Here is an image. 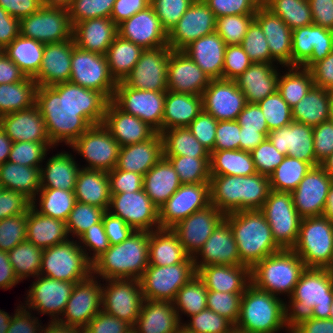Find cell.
<instances>
[{
  "instance_id": "13",
  "label": "cell",
  "mask_w": 333,
  "mask_h": 333,
  "mask_svg": "<svg viewBox=\"0 0 333 333\" xmlns=\"http://www.w3.org/2000/svg\"><path fill=\"white\" fill-rule=\"evenodd\" d=\"M70 147L88 163L83 169L105 172L116 167L121 148L103 124L92 125Z\"/></svg>"
},
{
  "instance_id": "64",
  "label": "cell",
  "mask_w": 333,
  "mask_h": 333,
  "mask_svg": "<svg viewBox=\"0 0 333 333\" xmlns=\"http://www.w3.org/2000/svg\"><path fill=\"white\" fill-rule=\"evenodd\" d=\"M255 14L227 15L216 18V33L226 45H240L254 21Z\"/></svg>"
},
{
  "instance_id": "43",
  "label": "cell",
  "mask_w": 333,
  "mask_h": 333,
  "mask_svg": "<svg viewBox=\"0 0 333 333\" xmlns=\"http://www.w3.org/2000/svg\"><path fill=\"white\" fill-rule=\"evenodd\" d=\"M66 222L38 213L34 207L27 212L26 240L45 249L69 240Z\"/></svg>"
},
{
  "instance_id": "37",
  "label": "cell",
  "mask_w": 333,
  "mask_h": 333,
  "mask_svg": "<svg viewBox=\"0 0 333 333\" xmlns=\"http://www.w3.org/2000/svg\"><path fill=\"white\" fill-rule=\"evenodd\" d=\"M118 35L117 24L111 18H92L73 26L75 45L83 50L106 55Z\"/></svg>"
},
{
  "instance_id": "5",
  "label": "cell",
  "mask_w": 333,
  "mask_h": 333,
  "mask_svg": "<svg viewBox=\"0 0 333 333\" xmlns=\"http://www.w3.org/2000/svg\"><path fill=\"white\" fill-rule=\"evenodd\" d=\"M224 219L231 226L239 259L244 265L252 268L265 257L282 250L260 210L236 211L226 214Z\"/></svg>"
},
{
  "instance_id": "49",
  "label": "cell",
  "mask_w": 333,
  "mask_h": 333,
  "mask_svg": "<svg viewBox=\"0 0 333 333\" xmlns=\"http://www.w3.org/2000/svg\"><path fill=\"white\" fill-rule=\"evenodd\" d=\"M44 47L45 44L19 34L4 49V53L26 77L34 78L40 70Z\"/></svg>"
},
{
  "instance_id": "8",
  "label": "cell",
  "mask_w": 333,
  "mask_h": 333,
  "mask_svg": "<svg viewBox=\"0 0 333 333\" xmlns=\"http://www.w3.org/2000/svg\"><path fill=\"white\" fill-rule=\"evenodd\" d=\"M292 250L306 268L333 270V222L323 215L302 218Z\"/></svg>"
},
{
  "instance_id": "57",
  "label": "cell",
  "mask_w": 333,
  "mask_h": 333,
  "mask_svg": "<svg viewBox=\"0 0 333 333\" xmlns=\"http://www.w3.org/2000/svg\"><path fill=\"white\" fill-rule=\"evenodd\" d=\"M43 249L25 240L8 252L14 273L21 282L27 277H37L41 270Z\"/></svg>"
},
{
  "instance_id": "22",
  "label": "cell",
  "mask_w": 333,
  "mask_h": 333,
  "mask_svg": "<svg viewBox=\"0 0 333 333\" xmlns=\"http://www.w3.org/2000/svg\"><path fill=\"white\" fill-rule=\"evenodd\" d=\"M210 183L182 184L159 208L161 228H172L179 221L210 205Z\"/></svg>"
},
{
  "instance_id": "66",
  "label": "cell",
  "mask_w": 333,
  "mask_h": 333,
  "mask_svg": "<svg viewBox=\"0 0 333 333\" xmlns=\"http://www.w3.org/2000/svg\"><path fill=\"white\" fill-rule=\"evenodd\" d=\"M116 0H74L68 9L72 27L92 18H110Z\"/></svg>"
},
{
  "instance_id": "2",
  "label": "cell",
  "mask_w": 333,
  "mask_h": 333,
  "mask_svg": "<svg viewBox=\"0 0 333 333\" xmlns=\"http://www.w3.org/2000/svg\"><path fill=\"white\" fill-rule=\"evenodd\" d=\"M288 299L284 309L289 332L312 317L329 319L333 301V270L306 268Z\"/></svg>"
},
{
  "instance_id": "14",
  "label": "cell",
  "mask_w": 333,
  "mask_h": 333,
  "mask_svg": "<svg viewBox=\"0 0 333 333\" xmlns=\"http://www.w3.org/2000/svg\"><path fill=\"white\" fill-rule=\"evenodd\" d=\"M102 286V311L124 320L132 327L140 315L144 298L140 280L105 279Z\"/></svg>"
},
{
  "instance_id": "39",
  "label": "cell",
  "mask_w": 333,
  "mask_h": 333,
  "mask_svg": "<svg viewBox=\"0 0 333 333\" xmlns=\"http://www.w3.org/2000/svg\"><path fill=\"white\" fill-rule=\"evenodd\" d=\"M163 157V140L156 132L150 139L120 148L116 168L145 175Z\"/></svg>"
},
{
  "instance_id": "71",
  "label": "cell",
  "mask_w": 333,
  "mask_h": 333,
  "mask_svg": "<svg viewBox=\"0 0 333 333\" xmlns=\"http://www.w3.org/2000/svg\"><path fill=\"white\" fill-rule=\"evenodd\" d=\"M78 243L91 263L100 257L110 246L102 220L89 227L78 238Z\"/></svg>"
},
{
  "instance_id": "62",
  "label": "cell",
  "mask_w": 333,
  "mask_h": 333,
  "mask_svg": "<svg viewBox=\"0 0 333 333\" xmlns=\"http://www.w3.org/2000/svg\"><path fill=\"white\" fill-rule=\"evenodd\" d=\"M104 213L103 208L76 201L66 220L69 236L78 239L89 227L99 223Z\"/></svg>"
},
{
  "instance_id": "17",
  "label": "cell",
  "mask_w": 333,
  "mask_h": 333,
  "mask_svg": "<svg viewBox=\"0 0 333 333\" xmlns=\"http://www.w3.org/2000/svg\"><path fill=\"white\" fill-rule=\"evenodd\" d=\"M108 211L120 217L135 231L159 229V208L142 189L137 192L111 194Z\"/></svg>"
},
{
  "instance_id": "15",
  "label": "cell",
  "mask_w": 333,
  "mask_h": 333,
  "mask_svg": "<svg viewBox=\"0 0 333 333\" xmlns=\"http://www.w3.org/2000/svg\"><path fill=\"white\" fill-rule=\"evenodd\" d=\"M19 30L22 36L48 44L70 40L73 27L68 10L42 6L19 20Z\"/></svg>"
},
{
  "instance_id": "19",
  "label": "cell",
  "mask_w": 333,
  "mask_h": 333,
  "mask_svg": "<svg viewBox=\"0 0 333 333\" xmlns=\"http://www.w3.org/2000/svg\"><path fill=\"white\" fill-rule=\"evenodd\" d=\"M75 286L73 282L56 280L38 275L35 277L27 297L25 308L29 311H38V314H48L51 321L58 320L69 300Z\"/></svg>"
},
{
  "instance_id": "54",
  "label": "cell",
  "mask_w": 333,
  "mask_h": 333,
  "mask_svg": "<svg viewBox=\"0 0 333 333\" xmlns=\"http://www.w3.org/2000/svg\"><path fill=\"white\" fill-rule=\"evenodd\" d=\"M75 203L76 197L74 195V191L41 188L35 199L32 201L31 206L34 207L35 210L41 215L66 222L70 212L74 208Z\"/></svg>"
},
{
  "instance_id": "51",
  "label": "cell",
  "mask_w": 333,
  "mask_h": 333,
  "mask_svg": "<svg viewBox=\"0 0 333 333\" xmlns=\"http://www.w3.org/2000/svg\"><path fill=\"white\" fill-rule=\"evenodd\" d=\"M143 50L142 47L119 35L115 37L105 56L110 74L116 82L126 78L140 59Z\"/></svg>"
},
{
  "instance_id": "50",
  "label": "cell",
  "mask_w": 333,
  "mask_h": 333,
  "mask_svg": "<svg viewBox=\"0 0 333 333\" xmlns=\"http://www.w3.org/2000/svg\"><path fill=\"white\" fill-rule=\"evenodd\" d=\"M251 152L244 150H213L210 154V175L249 176L256 174Z\"/></svg>"
},
{
  "instance_id": "23",
  "label": "cell",
  "mask_w": 333,
  "mask_h": 333,
  "mask_svg": "<svg viewBox=\"0 0 333 333\" xmlns=\"http://www.w3.org/2000/svg\"><path fill=\"white\" fill-rule=\"evenodd\" d=\"M216 17L203 0H195L168 33V46L182 51L193 41L215 32Z\"/></svg>"
},
{
  "instance_id": "63",
  "label": "cell",
  "mask_w": 333,
  "mask_h": 333,
  "mask_svg": "<svg viewBox=\"0 0 333 333\" xmlns=\"http://www.w3.org/2000/svg\"><path fill=\"white\" fill-rule=\"evenodd\" d=\"M182 328L189 333H231L235 329L229 320L208 308L190 316Z\"/></svg>"
},
{
  "instance_id": "21",
  "label": "cell",
  "mask_w": 333,
  "mask_h": 333,
  "mask_svg": "<svg viewBox=\"0 0 333 333\" xmlns=\"http://www.w3.org/2000/svg\"><path fill=\"white\" fill-rule=\"evenodd\" d=\"M332 51V30L314 24L292 30L291 66L309 69Z\"/></svg>"
},
{
  "instance_id": "6",
  "label": "cell",
  "mask_w": 333,
  "mask_h": 333,
  "mask_svg": "<svg viewBox=\"0 0 333 333\" xmlns=\"http://www.w3.org/2000/svg\"><path fill=\"white\" fill-rule=\"evenodd\" d=\"M284 300L257 289L252 283L241 297L236 331L241 333H290L285 323Z\"/></svg>"
},
{
  "instance_id": "4",
  "label": "cell",
  "mask_w": 333,
  "mask_h": 333,
  "mask_svg": "<svg viewBox=\"0 0 333 333\" xmlns=\"http://www.w3.org/2000/svg\"><path fill=\"white\" fill-rule=\"evenodd\" d=\"M150 232L134 231L123 242L109 248L92 263V275L102 279L139 280L149 266Z\"/></svg>"
},
{
  "instance_id": "75",
  "label": "cell",
  "mask_w": 333,
  "mask_h": 333,
  "mask_svg": "<svg viewBox=\"0 0 333 333\" xmlns=\"http://www.w3.org/2000/svg\"><path fill=\"white\" fill-rule=\"evenodd\" d=\"M81 333H133L132 326L104 311L98 312Z\"/></svg>"
},
{
  "instance_id": "46",
  "label": "cell",
  "mask_w": 333,
  "mask_h": 333,
  "mask_svg": "<svg viewBox=\"0 0 333 333\" xmlns=\"http://www.w3.org/2000/svg\"><path fill=\"white\" fill-rule=\"evenodd\" d=\"M74 195L78 202L108 210L111 200L108 172L81 168Z\"/></svg>"
},
{
  "instance_id": "3",
  "label": "cell",
  "mask_w": 333,
  "mask_h": 333,
  "mask_svg": "<svg viewBox=\"0 0 333 333\" xmlns=\"http://www.w3.org/2000/svg\"><path fill=\"white\" fill-rule=\"evenodd\" d=\"M270 191L269 177L259 173L210 177V203L224 215L236 211L261 210Z\"/></svg>"
},
{
  "instance_id": "80",
  "label": "cell",
  "mask_w": 333,
  "mask_h": 333,
  "mask_svg": "<svg viewBox=\"0 0 333 333\" xmlns=\"http://www.w3.org/2000/svg\"><path fill=\"white\" fill-rule=\"evenodd\" d=\"M216 18L227 15L255 14L257 8L250 0H203Z\"/></svg>"
},
{
  "instance_id": "41",
  "label": "cell",
  "mask_w": 333,
  "mask_h": 333,
  "mask_svg": "<svg viewBox=\"0 0 333 333\" xmlns=\"http://www.w3.org/2000/svg\"><path fill=\"white\" fill-rule=\"evenodd\" d=\"M44 165L40 167L41 188L74 191L81 167L71 153L58 152Z\"/></svg>"
},
{
  "instance_id": "24",
  "label": "cell",
  "mask_w": 333,
  "mask_h": 333,
  "mask_svg": "<svg viewBox=\"0 0 333 333\" xmlns=\"http://www.w3.org/2000/svg\"><path fill=\"white\" fill-rule=\"evenodd\" d=\"M333 178L321 165L313 166L291 192L293 204L301 218L320 216L325 209V203Z\"/></svg>"
},
{
  "instance_id": "25",
  "label": "cell",
  "mask_w": 333,
  "mask_h": 333,
  "mask_svg": "<svg viewBox=\"0 0 333 333\" xmlns=\"http://www.w3.org/2000/svg\"><path fill=\"white\" fill-rule=\"evenodd\" d=\"M246 103L234 80H210L202 93L203 110L218 121L237 120Z\"/></svg>"
},
{
  "instance_id": "59",
  "label": "cell",
  "mask_w": 333,
  "mask_h": 333,
  "mask_svg": "<svg viewBox=\"0 0 333 333\" xmlns=\"http://www.w3.org/2000/svg\"><path fill=\"white\" fill-rule=\"evenodd\" d=\"M179 176L181 184L210 183V158L164 156Z\"/></svg>"
},
{
  "instance_id": "38",
  "label": "cell",
  "mask_w": 333,
  "mask_h": 333,
  "mask_svg": "<svg viewBox=\"0 0 333 333\" xmlns=\"http://www.w3.org/2000/svg\"><path fill=\"white\" fill-rule=\"evenodd\" d=\"M197 275L208 291L244 293L251 284V268L247 265H207Z\"/></svg>"
},
{
  "instance_id": "69",
  "label": "cell",
  "mask_w": 333,
  "mask_h": 333,
  "mask_svg": "<svg viewBox=\"0 0 333 333\" xmlns=\"http://www.w3.org/2000/svg\"><path fill=\"white\" fill-rule=\"evenodd\" d=\"M27 212L0 220V250L9 252L26 240Z\"/></svg>"
},
{
  "instance_id": "60",
  "label": "cell",
  "mask_w": 333,
  "mask_h": 333,
  "mask_svg": "<svg viewBox=\"0 0 333 333\" xmlns=\"http://www.w3.org/2000/svg\"><path fill=\"white\" fill-rule=\"evenodd\" d=\"M267 9L280 17L291 30L313 24L308 0H271Z\"/></svg>"
},
{
  "instance_id": "16",
  "label": "cell",
  "mask_w": 333,
  "mask_h": 333,
  "mask_svg": "<svg viewBox=\"0 0 333 333\" xmlns=\"http://www.w3.org/2000/svg\"><path fill=\"white\" fill-rule=\"evenodd\" d=\"M166 92L134 89L117 82L112 101L124 112L147 123L156 132L162 133V118Z\"/></svg>"
},
{
  "instance_id": "76",
  "label": "cell",
  "mask_w": 333,
  "mask_h": 333,
  "mask_svg": "<svg viewBox=\"0 0 333 333\" xmlns=\"http://www.w3.org/2000/svg\"><path fill=\"white\" fill-rule=\"evenodd\" d=\"M32 201L23 193L2 188L0 190V220L28 212Z\"/></svg>"
},
{
  "instance_id": "65",
  "label": "cell",
  "mask_w": 333,
  "mask_h": 333,
  "mask_svg": "<svg viewBox=\"0 0 333 333\" xmlns=\"http://www.w3.org/2000/svg\"><path fill=\"white\" fill-rule=\"evenodd\" d=\"M264 114L269 132L289 125L293 121L292 109L278 92L257 103Z\"/></svg>"
},
{
  "instance_id": "45",
  "label": "cell",
  "mask_w": 333,
  "mask_h": 333,
  "mask_svg": "<svg viewBox=\"0 0 333 333\" xmlns=\"http://www.w3.org/2000/svg\"><path fill=\"white\" fill-rule=\"evenodd\" d=\"M203 110L202 96L166 92L162 132L175 127H187Z\"/></svg>"
},
{
  "instance_id": "58",
  "label": "cell",
  "mask_w": 333,
  "mask_h": 333,
  "mask_svg": "<svg viewBox=\"0 0 333 333\" xmlns=\"http://www.w3.org/2000/svg\"><path fill=\"white\" fill-rule=\"evenodd\" d=\"M312 167L311 163L286 156L270 174V188L275 191L292 192Z\"/></svg>"
},
{
  "instance_id": "28",
  "label": "cell",
  "mask_w": 333,
  "mask_h": 333,
  "mask_svg": "<svg viewBox=\"0 0 333 333\" xmlns=\"http://www.w3.org/2000/svg\"><path fill=\"white\" fill-rule=\"evenodd\" d=\"M196 272L207 265H244L229 223L223 219L200 250L192 257Z\"/></svg>"
},
{
  "instance_id": "53",
  "label": "cell",
  "mask_w": 333,
  "mask_h": 333,
  "mask_svg": "<svg viewBox=\"0 0 333 333\" xmlns=\"http://www.w3.org/2000/svg\"><path fill=\"white\" fill-rule=\"evenodd\" d=\"M37 88L31 77L16 83L0 84V117L36 105Z\"/></svg>"
},
{
  "instance_id": "61",
  "label": "cell",
  "mask_w": 333,
  "mask_h": 333,
  "mask_svg": "<svg viewBox=\"0 0 333 333\" xmlns=\"http://www.w3.org/2000/svg\"><path fill=\"white\" fill-rule=\"evenodd\" d=\"M55 146L52 142H13L7 161L29 167H41L49 149Z\"/></svg>"
},
{
  "instance_id": "36",
  "label": "cell",
  "mask_w": 333,
  "mask_h": 333,
  "mask_svg": "<svg viewBox=\"0 0 333 333\" xmlns=\"http://www.w3.org/2000/svg\"><path fill=\"white\" fill-rule=\"evenodd\" d=\"M181 328L172 302L146 299L132 327L133 333H177Z\"/></svg>"
},
{
  "instance_id": "55",
  "label": "cell",
  "mask_w": 333,
  "mask_h": 333,
  "mask_svg": "<svg viewBox=\"0 0 333 333\" xmlns=\"http://www.w3.org/2000/svg\"><path fill=\"white\" fill-rule=\"evenodd\" d=\"M287 71L280 73L277 92L292 109L314 86L311 72L301 66L284 67Z\"/></svg>"
},
{
  "instance_id": "10",
  "label": "cell",
  "mask_w": 333,
  "mask_h": 333,
  "mask_svg": "<svg viewBox=\"0 0 333 333\" xmlns=\"http://www.w3.org/2000/svg\"><path fill=\"white\" fill-rule=\"evenodd\" d=\"M282 249H292L297 242L301 217L293 204L291 192L270 191L260 210Z\"/></svg>"
},
{
  "instance_id": "52",
  "label": "cell",
  "mask_w": 333,
  "mask_h": 333,
  "mask_svg": "<svg viewBox=\"0 0 333 333\" xmlns=\"http://www.w3.org/2000/svg\"><path fill=\"white\" fill-rule=\"evenodd\" d=\"M163 156H186L210 158V152L187 127H175L161 133Z\"/></svg>"
},
{
  "instance_id": "40",
  "label": "cell",
  "mask_w": 333,
  "mask_h": 333,
  "mask_svg": "<svg viewBox=\"0 0 333 333\" xmlns=\"http://www.w3.org/2000/svg\"><path fill=\"white\" fill-rule=\"evenodd\" d=\"M226 44L215 32L205 35L189 45L182 51L190 57L210 78L222 79Z\"/></svg>"
},
{
  "instance_id": "78",
  "label": "cell",
  "mask_w": 333,
  "mask_h": 333,
  "mask_svg": "<svg viewBox=\"0 0 333 333\" xmlns=\"http://www.w3.org/2000/svg\"><path fill=\"white\" fill-rule=\"evenodd\" d=\"M240 129L236 120L218 121L214 150H240Z\"/></svg>"
},
{
  "instance_id": "35",
  "label": "cell",
  "mask_w": 333,
  "mask_h": 333,
  "mask_svg": "<svg viewBox=\"0 0 333 333\" xmlns=\"http://www.w3.org/2000/svg\"><path fill=\"white\" fill-rule=\"evenodd\" d=\"M275 66L274 63H252L234 80L247 103L257 104L277 92L280 72Z\"/></svg>"
},
{
  "instance_id": "67",
  "label": "cell",
  "mask_w": 333,
  "mask_h": 333,
  "mask_svg": "<svg viewBox=\"0 0 333 333\" xmlns=\"http://www.w3.org/2000/svg\"><path fill=\"white\" fill-rule=\"evenodd\" d=\"M240 45L253 63H276L271 58L266 36L255 20L250 24Z\"/></svg>"
},
{
  "instance_id": "9",
  "label": "cell",
  "mask_w": 333,
  "mask_h": 333,
  "mask_svg": "<svg viewBox=\"0 0 333 333\" xmlns=\"http://www.w3.org/2000/svg\"><path fill=\"white\" fill-rule=\"evenodd\" d=\"M39 275L60 281L78 283L92 275V263L87 259L78 240L43 249Z\"/></svg>"
},
{
  "instance_id": "73",
  "label": "cell",
  "mask_w": 333,
  "mask_h": 333,
  "mask_svg": "<svg viewBox=\"0 0 333 333\" xmlns=\"http://www.w3.org/2000/svg\"><path fill=\"white\" fill-rule=\"evenodd\" d=\"M252 63L241 45H226L222 79L235 80L247 70Z\"/></svg>"
},
{
  "instance_id": "30",
  "label": "cell",
  "mask_w": 333,
  "mask_h": 333,
  "mask_svg": "<svg viewBox=\"0 0 333 333\" xmlns=\"http://www.w3.org/2000/svg\"><path fill=\"white\" fill-rule=\"evenodd\" d=\"M267 138L285 156L295 157L313 166L321 164L315 157L311 126L292 121L287 126L270 131Z\"/></svg>"
},
{
  "instance_id": "77",
  "label": "cell",
  "mask_w": 333,
  "mask_h": 333,
  "mask_svg": "<svg viewBox=\"0 0 333 333\" xmlns=\"http://www.w3.org/2000/svg\"><path fill=\"white\" fill-rule=\"evenodd\" d=\"M111 194L131 193L143 189V175L135 172L118 170L108 172Z\"/></svg>"
},
{
  "instance_id": "27",
  "label": "cell",
  "mask_w": 333,
  "mask_h": 333,
  "mask_svg": "<svg viewBox=\"0 0 333 333\" xmlns=\"http://www.w3.org/2000/svg\"><path fill=\"white\" fill-rule=\"evenodd\" d=\"M118 35L143 49L168 46V33L151 5L117 25Z\"/></svg>"
},
{
  "instance_id": "7",
  "label": "cell",
  "mask_w": 333,
  "mask_h": 333,
  "mask_svg": "<svg viewBox=\"0 0 333 333\" xmlns=\"http://www.w3.org/2000/svg\"><path fill=\"white\" fill-rule=\"evenodd\" d=\"M305 269L303 260L292 249H282L251 268V283L274 296L286 294L289 298Z\"/></svg>"
},
{
  "instance_id": "56",
  "label": "cell",
  "mask_w": 333,
  "mask_h": 333,
  "mask_svg": "<svg viewBox=\"0 0 333 333\" xmlns=\"http://www.w3.org/2000/svg\"><path fill=\"white\" fill-rule=\"evenodd\" d=\"M207 292L197 274L178 290L172 303L181 323L182 313L190 317L207 308Z\"/></svg>"
},
{
  "instance_id": "74",
  "label": "cell",
  "mask_w": 333,
  "mask_h": 333,
  "mask_svg": "<svg viewBox=\"0 0 333 333\" xmlns=\"http://www.w3.org/2000/svg\"><path fill=\"white\" fill-rule=\"evenodd\" d=\"M217 123L218 120L202 110L187 126L195 138L207 148L210 153L214 150Z\"/></svg>"
},
{
  "instance_id": "31",
  "label": "cell",
  "mask_w": 333,
  "mask_h": 333,
  "mask_svg": "<svg viewBox=\"0 0 333 333\" xmlns=\"http://www.w3.org/2000/svg\"><path fill=\"white\" fill-rule=\"evenodd\" d=\"M74 46L73 37L70 40L45 44L40 70L33 78L38 86H53L69 81Z\"/></svg>"
},
{
  "instance_id": "29",
  "label": "cell",
  "mask_w": 333,
  "mask_h": 333,
  "mask_svg": "<svg viewBox=\"0 0 333 333\" xmlns=\"http://www.w3.org/2000/svg\"><path fill=\"white\" fill-rule=\"evenodd\" d=\"M209 82L210 78L183 51H171L167 66L169 91L202 96Z\"/></svg>"
},
{
  "instance_id": "72",
  "label": "cell",
  "mask_w": 333,
  "mask_h": 333,
  "mask_svg": "<svg viewBox=\"0 0 333 333\" xmlns=\"http://www.w3.org/2000/svg\"><path fill=\"white\" fill-rule=\"evenodd\" d=\"M257 173L270 176L286 157L266 138L261 144L251 151Z\"/></svg>"
},
{
  "instance_id": "1",
  "label": "cell",
  "mask_w": 333,
  "mask_h": 333,
  "mask_svg": "<svg viewBox=\"0 0 333 333\" xmlns=\"http://www.w3.org/2000/svg\"><path fill=\"white\" fill-rule=\"evenodd\" d=\"M109 99L101 92L63 82L38 86L36 105L55 146L72 145L92 125L102 124Z\"/></svg>"
},
{
  "instance_id": "18",
  "label": "cell",
  "mask_w": 333,
  "mask_h": 333,
  "mask_svg": "<svg viewBox=\"0 0 333 333\" xmlns=\"http://www.w3.org/2000/svg\"><path fill=\"white\" fill-rule=\"evenodd\" d=\"M171 51L169 46L144 49L140 59L122 82L134 89L167 92V66Z\"/></svg>"
},
{
  "instance_id": "32",
  "label": "cell",
  "mask_w": 333,
  "mask_h": 333,
  "mask_svg": "<svg viewBox=\"0 0 333 333\" xmlns=\"http://www.w3.org/2000/svg\"><path fill=\"white\" fill-rule=\"evenodd\" d=\"M102 124L121 147L144 142L156 133L147 123L124 112L112 100L107 105Z\"/></svg>"
},
{
  "instance_id": "42",
  "label": "cell",
  "mask_w": 333,
  "mask_h": 333,
  "mask_svg": "<svg viewBox=\"0 0 333 333\" xmlns=\"http://www.w3.org/2000/svg\"><path fill=\"white\" fill-rule=\"evenodd\" d=\"M177 263H194L171 228H159L150 232L149 265L168 266Z\"/></svg>"
},
{
  "instance_id": "33",
  "label": "cell",
  "mask_w": 333,
  "mask_h": 333,
  "mask_svg": "<svg viewBox=\"0 0 333 333\" xmlns=\"http://www.w3.org/2000/svg\"><path fill=\"white\" fill-rule=\"evenodd\" d=\"M0 128L12 142H51L37 105L1 116Z\"/></svg>"
},
{
  "instance_id": "79",
  "label": "cell",
  "mask_w": 333,
  "mask_h": 333,
  "mask_svg": "<svg viewBox=\"0 0 333 333\" xmlns=\"http://www.w3.org/2000/svg\"><path fill=\"white\" fill-rule=\"evenodd\" d=\"M313 146L315 157L320 163L333 152V121L331 119L313 127Z\"/></svg>"
},
{
  "instance_id": "12",
  "label": "cell",
  "mask_w": 333,
  "mask_h": 333,
  "mask_svg": "<svg viewBox=\"0 0 333 333\" xmlns=\"http://www.w3.org/2000/svg\"><path fill=\"white\" fill-rule=\"evenodd\" d=\"M197 274L194 263L168 266L149 265L139 279L146 300L170 301L178 290Z\"/></svg>"
},
{
  "instance_id": "44",
  "label": "cell",
  "mask_w": 333,
  "mask_h": 333,
  "mask_svg": "<svg viewBox=\"0 0 333 333\" xmlns=\"http://www.w3.org/2000/svg\"><path fill=\"white\" fill-rule=\"evenodd\" d=\"M181 185L179 176L169 160L164 156L143 178V190L158 208H160Z\"/></svg>"
},
{
  "instance_id": "47",
  "label": "cell",
  "mask_w": 333,
  "mask_h": 333,
  "mask_svg": "<svg viewBox=\"0 0 333 333\" xmlns=\"http://www.w3.org/2000/svg\"><path fill=\"white\" fill-rule=\"evenodd\" d=\"M333 92L313 86L303 99L292 108L293 121L316 127L331 119Z\"/></svg>"
},
{
  "instance_id": "11",
  "label": "cell",
  "mask_w": 333,
  "mask_h": 333,
  "mask_svg": "<svg viewBox=\"0 0 333 333\" xmlns=\"http://www.w3.org/2000/svg\"><path fill=\"white\" fill-rule=\"evenodd\" d=\"M69 82L103 93L113 99L117 82L111 76L105 55L74 46Z\"/></svg>"
},
{
  "instance_id": "68",
  "label": "cell",
  "mask_w": 333,
  "mask_h": 333,
  "mask_svg": "<svg viewBox=\"0 0 333 333\" xmlns=\"http://www.w3.org/2000/svg\"><path fill=\"white\" fill-rule=\"evenodd\" d=\"M242 295L243 293L208 291L207 308L225 317L235 326L240 315Z\"/></svg>"
},
{
  "instance_id": "48",
  "label": "cell",
  "mask_w": 333,
  "mask_h": 333,
  "mask_svg": "<svg viewBox=\"0 0 333 333\" xmlns=\"http://www.w3.org/2000/svg\"><path fill=\"white\" fill-rule=\"evenodd\" d=\"M0 184L2 188L21 192L33 201L41 189L40 167L6 161L0 165Z\"/></svg>"
},
{
  "instance_id": "26",
  "label": "cell",
  "mask_w": 333,
  "mask_h": 333,
  "mask_svg": "<svg viewBox=\"0 0 333 333\" xmlns=\"http://www.w3.org/2000/svg\"><path fill=\"white\" fill-rule=\"evenodd\" d=\"M224 214L213 204L179 221L171 229L176 233L184 251L193 257L210 237Z\"/></svg>"
},
{
  "instance_id": "70",
  "label": "cell",
  "mask_w": 333,
  "mask_h": 333,
  "mask_svg": "<svg viewBox=\"0 0 333 333\" xmlns=\"http://www.w3.org/2000/svg\"><path fill=\"white\" fill-rule=\"evenodd\" d=\"M195 0H151L150 5L167 33L178 23Z\"/></svg>"
},
{
  "instance_id": "20",
  "label": "cell",
  "mask_w": 333,
  "mask_h": 333,
  "mask_svg": "<svg viewBox=\"0 0 333 333\" xmlns=\"http://www.w3.org/2000/svg\"><path fill=\"white\" fill-rule=\"evenodd\" d=\"M100 281L91 275L88 279L75 283L65 309L57 321L82 330L102 310Z\"/></svg>"
},
{
  "instance_id": "34",
  "label": "cell",
  "mask_w": 333,
  "mask_h": 333,
  "mask_svg": "<svg viewBox=\"0 0 333 333\" xmlns=\"http://www.w3.org/2000/svg\"><path fill=\"white\" fill-rule=\"evenodd\" d=\"M254 20L266 36L271 58L282 68L291 66L292 30L289 26L267 8H258Z\"/></svg>"
}]
</instances>
